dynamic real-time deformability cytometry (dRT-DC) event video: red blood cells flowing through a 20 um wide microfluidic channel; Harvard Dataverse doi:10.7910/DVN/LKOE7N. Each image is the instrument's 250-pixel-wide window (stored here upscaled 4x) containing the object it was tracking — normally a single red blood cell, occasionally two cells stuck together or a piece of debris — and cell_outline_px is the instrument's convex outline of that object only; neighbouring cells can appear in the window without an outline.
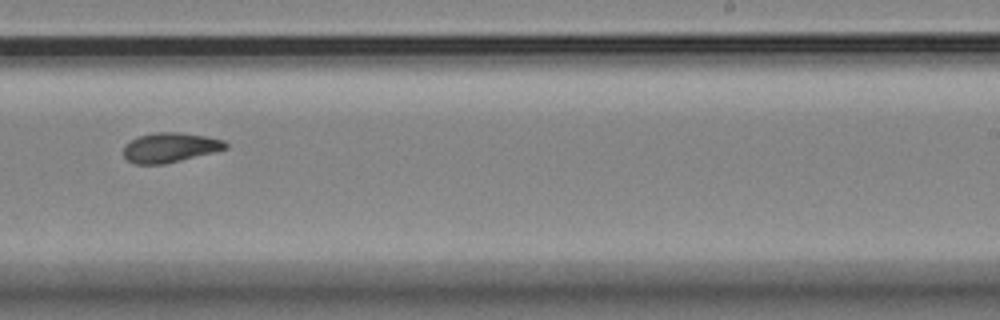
{"species": "Egyptian fruit bat (a non-hibernating species)", "species_latin": "Rousettus aegyptiacus", "temperature_condition": "room temperature", "stored_images_in_passage": 16, "camera_frame_rate_fps": 3000, "um_per_image_px": 0.085, "animal": {"sex": "female"}, "frame": {"image": 1, "passage_image": 10, "time_ms": 11.333, "image_size_px": [1000, 320], "cell_outline_px": [[228, 148], [164, 164], [136, 164], [128, 160], [124, 156], [124, 144], [140, 136], [156, 132], [180, 132], [204, 136], [224, 140], [228, 144]], "centroid_in_image_um": [14.44, 12.53], "position_along_channel_um": 274.6, "area_um2": 17.4}}
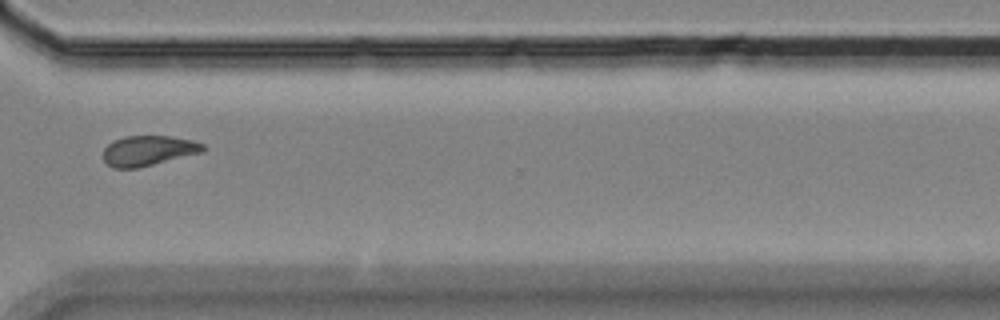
{"frame": {"image": 2, "passage_image": 12, "time_ms": 13.667, "image_size_px": [1000, 320], "cell_outline_px": [[208, 148], [204, 152], [140, 168], [112, 168], [104, 160], [104, 148], [112, 140], [124, 136], [168, 136], [192, 140], [204, 144]], "centroid_in_image_um": [12.64, 12.81], "position_along_channel_um": 358.0, "area_um2": 17.8}}
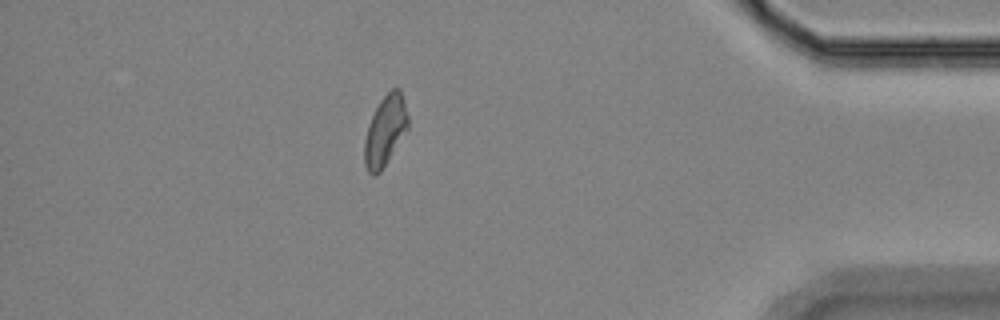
{"frame": {"image": 3, "passage_image": 14, "time_ms": 16.0, "image_size_px": [1000, 320], "cell_outline_px": [[408, 132], [380, 172], [376, 176], [372, 176], [368, 172], [364, 164], [364, 140], [368, 124], [380, 100], [392, 88], [400, 88], [408, 116]], "centroid_in_image_um": [32.75, 11.15], "position_along_channel_um": 402.5, "area_um2": 18.09}, "authors_computed_cell_mechanics": {"area_um2": 17.8313, "velocity_mm_per_s": 3.5745, "shape_relaxation_time_tau1_ms": 7.5326, "shape_relaxation_time_tau2_ms": 4.2644, "deformation_change_tau1": 0.1411, "deformation_change_tau2": 0.0896}}